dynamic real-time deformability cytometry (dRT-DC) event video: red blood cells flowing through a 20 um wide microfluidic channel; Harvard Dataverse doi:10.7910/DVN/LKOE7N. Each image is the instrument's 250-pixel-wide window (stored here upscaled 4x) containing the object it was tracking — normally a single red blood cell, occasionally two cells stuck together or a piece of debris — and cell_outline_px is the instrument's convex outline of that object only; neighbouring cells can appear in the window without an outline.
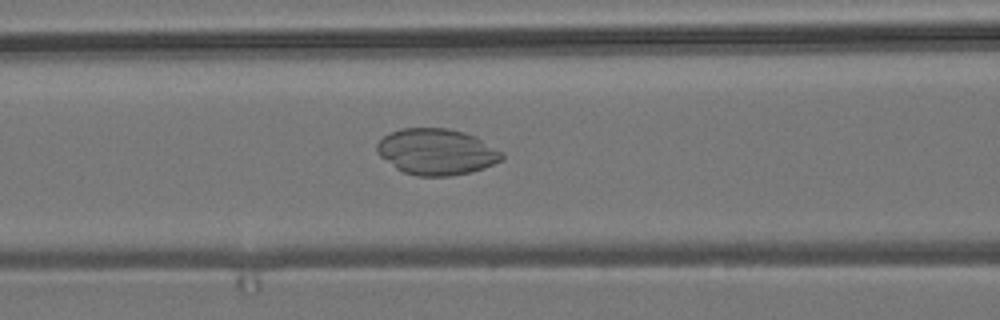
{"species": "common noctule bat (a hibernating species)", "species_latin": "Nyctalus noctula", "temperature_condition": "room temperature", "stored_images_in_passage": 49, "camera_frame_rate_fps": 3000, "um_per_image_px": 0.085, "animal": {"sex": "male", "body_mass_g": 19.2, "forearm_length_mm": 51.8}, "frame": {"image": 1, "passage_image": 18, "time_ms": 5.667, "image_size_px": [1000, 320], "cell_outline_px": [[504, 160], [484, 168], [472, 172], [448, 176], [416, 176], [404, 172], [396, 168], [380, 156], [376, 152], [376, 144], [388, 132], [400, 128], [448, 128], [464, 132], [476, 136], [504, 152]], "centroid_in_image_um": [37.13, 12.89], "position_along_channel_um": 129.5, "area_um2": 33.99}}
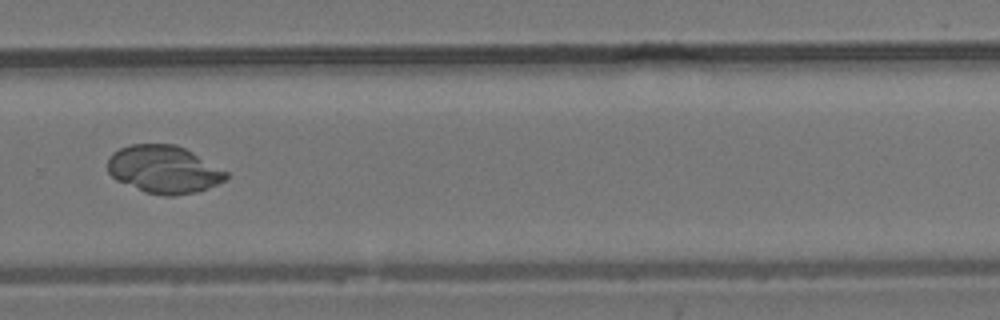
{"frame": {"image": 2, "passage_image": 33, "time_ms": 10.667, "image_size_px": [1000, 320], "cell_outline_px": [[228, 176], [224, 180], [208, 188], [196, 192], [172, 196], [164, 196], [144, 192], [116, 180], [108, 172], [108, 156], [112, 152], [120, 148], [132, 144], [176, 144], [192, 152], [228, 172]], "centroid_in_image_um": [13.9, 14.4], "position_along_channel_um": 315.9, "area_um2": 32.89}}
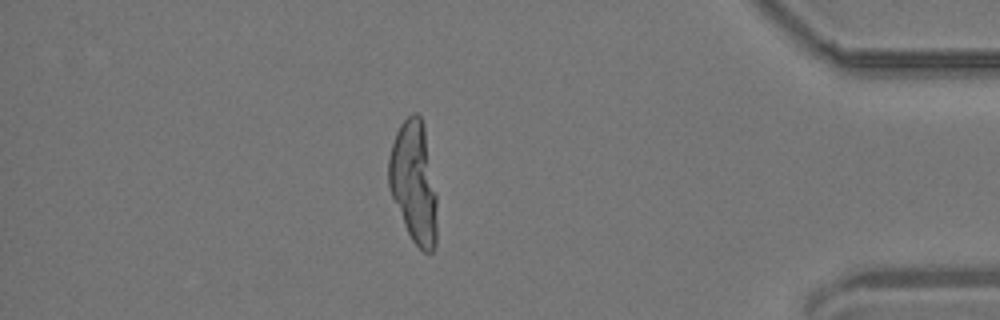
{"frame": {"image": 3, "passage_image": 43, "time_ms": 14.0, "image_size_px": [1000, 320], "cell_outline_px": [[436, 244], [432, 252], [424, 252], [412, 240], [404, 224], [392, 196], [388, 184], [388, 160], [392, 144], [396, 132], [400, 124], [412, 112], [416, 112], [420, 116], [424, 124], [436, 196]], "centroid_in_image_um": [35.17, 15.47], "position_along_channel_um": 400.0, "area_um2": 33.99}}